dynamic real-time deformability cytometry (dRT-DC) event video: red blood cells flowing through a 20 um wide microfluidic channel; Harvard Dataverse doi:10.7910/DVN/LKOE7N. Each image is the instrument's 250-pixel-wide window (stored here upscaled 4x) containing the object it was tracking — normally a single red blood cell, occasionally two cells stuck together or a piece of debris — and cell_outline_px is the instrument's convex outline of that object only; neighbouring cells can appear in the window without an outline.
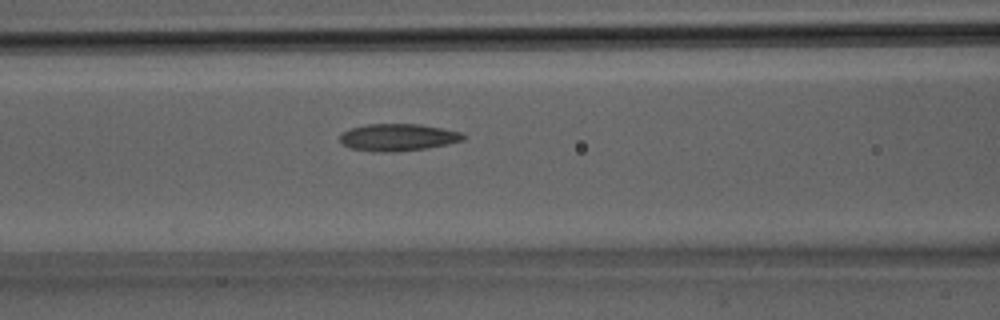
{"species": "Egyptian fruit bat (a non-hibernating species)", "species_latin": "Rousettus aegyptiacus", "temperature_condition": "room temperature", "stored_images_in_passage": 25, "camera_frame_rate_fps": 3000, "um_per_image_px": 0.085, "animal": {"sex": "male"}, "frame": {"image": 1, "passage_image": 6, "time_ms": 1.667, "image_size_px": [1000, 320], "cell_outline_px": [[464, 140], [448, 144], [428, 148], [400, 152], [376, 152], [348, 148], [340, 140], [340, 132], [352, 128], [368, 124], [420, 124], [460, 132], [464, 136]], "centroid_in_image_um": [33.8, 11.69], "position_along_channel_um": 132.8, "area_um2": 19.59}}
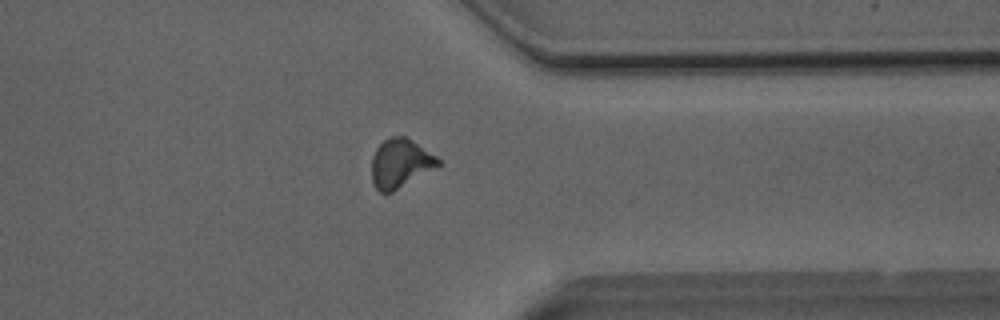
{"frame": {"image": 2, "passage_image": 18, "time_ms": 5.667, "image_size_px": [1000, 320], "cell_outline_px": [[440, 164], [436, 168], [392, 192], [380, 192], [376, 188], [372, 180], [372, 156], [376, 148], [388, 136], [404, 136], [436, 156], [440, 160]], "centroid_in_image_um": [34.01, 13.88], "position_along_channel_um": 377.4, "area_um2": 18.73}}
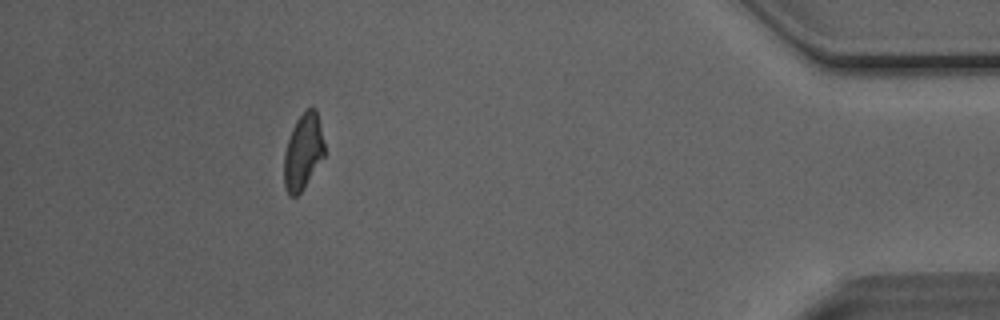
{"frame": {"image": 3, "passage_image": 22, "time_ms": 7.0, "image_size_px": [1000, 320], "cell_outline_px": [[324, 156], [300, 192], [296, 196], [288, 196], [284, 188], [284, 152], [292, 128], [296, 120], [308, 108], [316, 108], [324, 144]], "centroid_in_image_um": [25.74, 12.91], "position_along_channel_um": 409.5, "area_um2": 17.57}}